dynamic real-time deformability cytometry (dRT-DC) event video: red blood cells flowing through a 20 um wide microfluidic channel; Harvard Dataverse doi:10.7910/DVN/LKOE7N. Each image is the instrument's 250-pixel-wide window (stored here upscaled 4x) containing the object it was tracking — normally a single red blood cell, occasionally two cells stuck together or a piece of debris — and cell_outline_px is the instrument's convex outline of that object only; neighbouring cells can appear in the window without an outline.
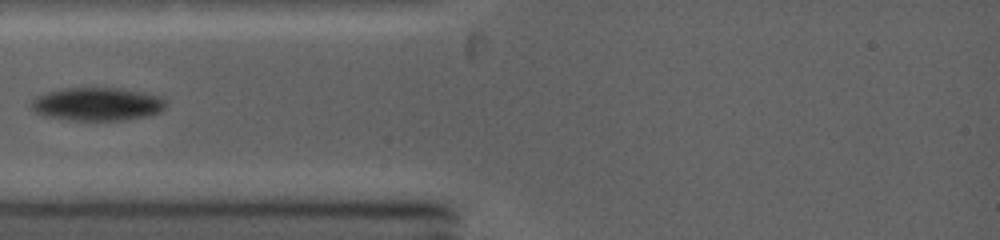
{"species": "common noctule bat (a hibernating species)", "species_latin": "Nyctalus noctula", "temperature_condition": "warm", "stored_images_in_passage": 12, "camera_frame_rate_fps": 5000, "um_per_image_px": 0.085, "animal": {"sex": "female", "body_mass_g": 19.0, "forearm_length_mm": 53.3}, "frame": {"image": 1, "passage_image": 1, "time_ms": 0.0, "image_size_px": [1000, 240], "cell_outline_px": [[164, 108], [160, 112], [148, 116], [124, 120], [68, 120], [40, 116], [28, 104], [36, 96], [44, 92], [64, 88], [120, 88], [160, 96], [164, 100]], "centroid_in_image_um": [8.19, 8.85], "position_along_channel_um": 76.8, "area_um2": 26.24}}
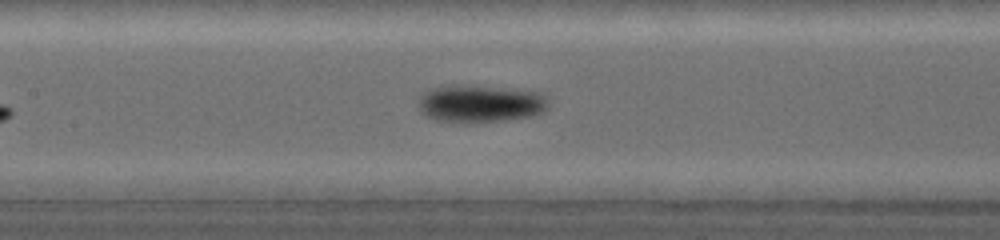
{"frame": {"image": 2, "passage_image": 4, "time_ms": 2.2, "image_size_px": [1000, 240], "cell_outline_px": [[548, 108], [532, 116], [508, 120], [436, 120], [420, 112], [420, 96], [424, 92], [432, 88], [488, 88], [536, 92], [544, 96], [548, 100]], "centroid_in_image_um": [40.87, 8.84], "position_along_channel_um": 166.5, "area_um2": 26.24}}
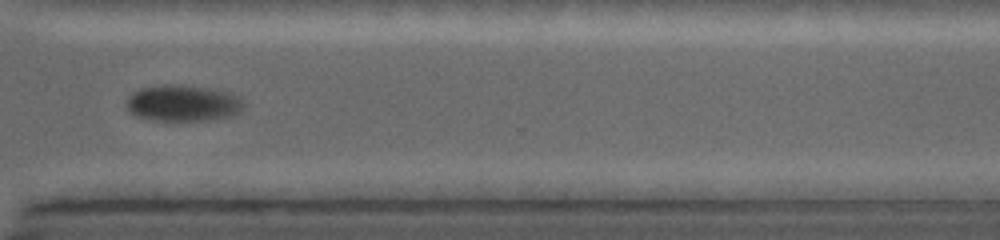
{"frame": {"image": 3, "passage_image": 10, "time_ms": 6.8, "image_size_px": [1000, 240], "cell_outline_px": [[244, 104], [240, 112], [232, 116], [212, 120], [152, 120], [136, 116], [128, 112], [124, 104], [128, 96], [140, 88], [200, 88], [228, 92], [236, 96]], "centroid_in_image_um": [15.52, 8.85], "position_along_channel_um": 355.1, "area_um2": 23.7}}